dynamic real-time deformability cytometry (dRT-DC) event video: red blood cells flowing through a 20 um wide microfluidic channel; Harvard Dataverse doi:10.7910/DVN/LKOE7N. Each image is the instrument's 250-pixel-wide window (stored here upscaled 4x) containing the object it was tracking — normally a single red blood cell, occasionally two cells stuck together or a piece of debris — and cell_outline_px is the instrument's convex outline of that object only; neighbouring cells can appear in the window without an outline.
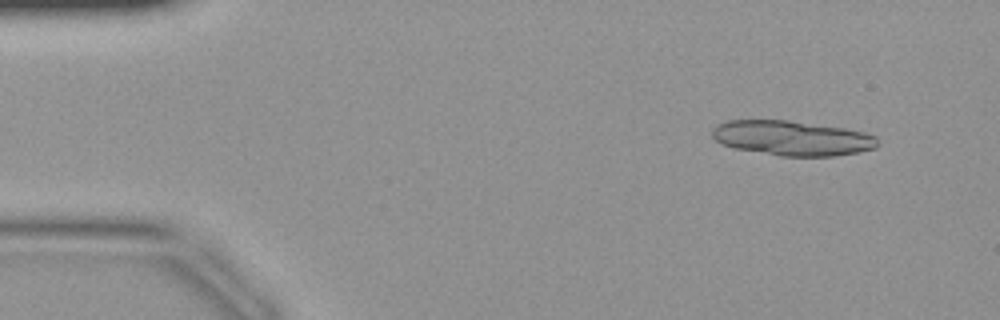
{"species": "common noctule bat (a hibernating species)", "species_latin": "Nyctalus noctula", "temperature_condition": "warm", "stored_images_in_passage": 37, "camera_frame_rate_fps": 3000, "um_per_image_px": 0.085, "animal": {"sex": "female", "body_mass_g": 19.9}, "frame": {"image": 1, "passage_image": 4, "time_ms": 1.0, "image_size_px": [1000, 320], "cell_outline_px": [[880, 144], [876, 148], [860, 152], [836, 156], [780, 156], [732, 148], [720, 144], [712, 136], [712, 128], [716, 124], [728, 120], [788, 120], [844, 128], [864, 132], [876, 136]], "centroid_in_image_um": [67.32, 11.74], "position_along_channel_um": 17.7, "area_um2": 33.99}}
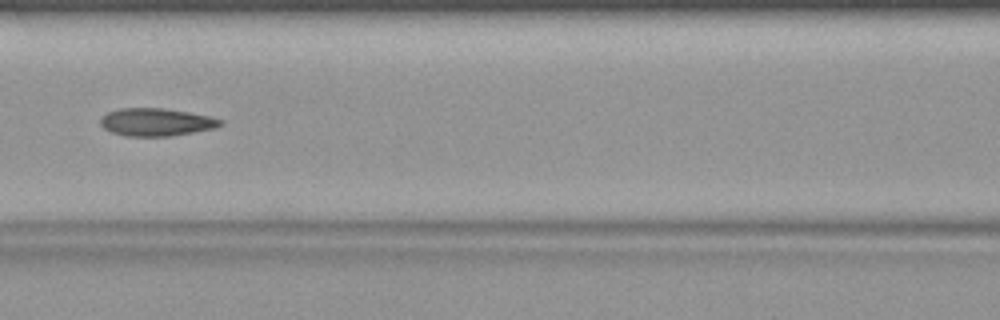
{"frame": {"image": 2, "passage_image": 19, "time_ms": 6.0, "image_size_px": [1000, 320], "cell_outline_px": [[224, 124], [216, 128], [168, 136], [124, 136], [112, 132], [104, 128], [100, 124], [100, 120], [108, 112], [120, 108], [164, 108], [188, 112], [208, 116], [224, 120]], "centroid_in_image_um": [13.3, 10.38], "position_along_channel_um": 153.3, "area_um2": 19.31}}
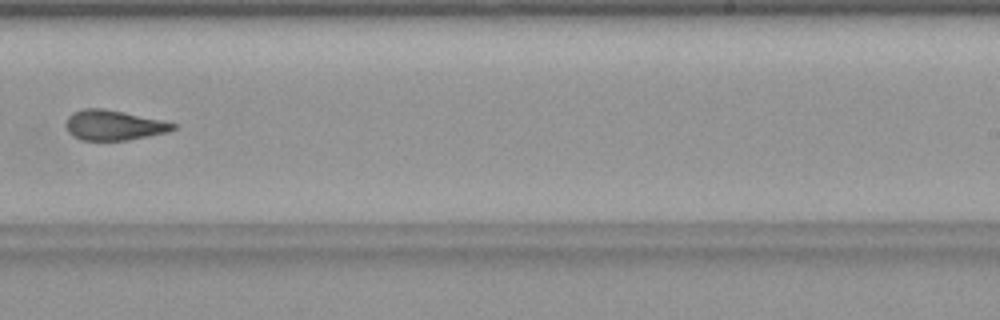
{"frame": {"image": 3, "passage_image": 27, "time_ms": 8.667, "image_size_px": [1000, 320], "cell_outline_px": [[176, 128], [168, 132], [128, 140], [80, 140], [72, 136], [68, 132], [64, 124], [68, 116], [72, 112], [84, 108], [104, 108], [164, 120], [176, 124]], "centroid_in_image_um": [9.64, 10.63], "position_along_channel_um": 279.4, "area_um2": 19.02}}